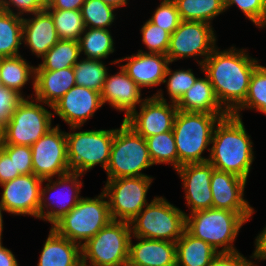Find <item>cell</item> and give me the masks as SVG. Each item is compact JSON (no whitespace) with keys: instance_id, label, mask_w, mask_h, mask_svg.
I'll use <instances>...</instances> for the list:
<instances>
[{"instance_id":"19","label":"cell","mask_w":266,"mask_h":266,"mask_svg":"<svg viewBox=\"0 0 266 266\" xmlns=\"http://www.w3.org/2000/svg\"><path fill=\"white\" fill-rule=\"evenodd\" d=\"M125 60L129 62L122 65V68L140 88L153 87L167 81L165 75L170 63L167 55L140 50L138 54L116 60L114 63Z\"/></svg>"},{"instance_id":"43","label":"cell","mask_w":266,"mask_h":266,"mask_svg":"<svg viewBox=\"0 0 266 266\" xmlns=\"http://www.w3.org/2000/svg\"><path fill=\"white\" fill-rule=\"evenodd\" d=\"M24 99L15 90L8 89L0 84V126L3 127L11 118L12 113Z\"/></svg>"},{"instance_id":"1","label":"cell","mask_w":266,"mask_h":266,"mask_svg":"<svg viewBox=\"0 0 266 266\" xmlns=\"http://www.w3.org/2000/svg\"><path fill=\"white\" fill-rule=\"evenodd\" d=\"M217 50L214 49L199 64L212 84L220 105H227L225 109L232 113L245 100L258 61L250 58L243 50Z\"/></svg>"},{"instance_id":"12","label":"cell","mask_w":266,"mask_h":266,"mask_svg":"<svg viewBox=\"0 0 266 266\" xmlns=\"http://www.w3.org/2000/svg\"><path fill=\"white\" fill-rule=\"evenodd\" d=\"M33 174L46 180L70 172L66 133L53 127L31 145Z\"/></svg>"},{"instance_id":"10","label":"cell","mask_w":266,"mask_h":266,"mask_svg":"<svg viewBox=\"0 0 266 266\" xmlns=\"http://www.w3.org/2000/svg\"><path fill=\"white\" fill-rule=\"evenodd\" d=\"M52 115L42 105L23 99L2 127V144L31 146L52 129Z\"/></svg>"},{"instance_id":"47","label":"cell","mask_w":266,"mask_h":266,"mask_svg":"<svg viewBox=\"0 0 266 266\" xmlns=\"http://www.w3.org/2000/svg\"><path fill=\"white\" fill-rule=\"evenodd\" d=\"M85 0H48L46 9L81 10Z\"/></svg>"},{"instance_id":"11","label":"cell","mask_w":266,"mask_h":266,"mask_svg":"<svg viewBox=\"0 0 266 266\" xmlns=\"http://www.w3.org/2000/svg\"><path fill=\"white\" fill-rule=\"evenodd\" d=\"M151 183L152 178L148 176L108 179L103 192L109 197L112 220L130 222L143 210Z\"/></svg>"},{"instance_id":"8","label":"cell","mask_w":266,"mask_h":266,"mask_svg":"<svg viewBox=\"0 0 266 266\" xmlns=\"http://www.w3.org/2000/svg\"><path fill=\"white\" fill-rule=\"evenodd\" d=\"M130 223L112 220L94 237L82 243V266H122L128 261L131 240Z\"/></svg>"},{"instance_id":"18","label":"cell","mask_w":266,"mask_h":266,"mask_svg":"<svg viewBox=\"0 0 266 266\" xmlns=\"http://www.w3.org/2000/svg\"><path fill=\"white\" fill-rule=\"evenodd\" d=\"M215 168L209 163H187L176 171L185 188L187 204L192 212L212 208L211 175Z\"/></svg>"},{"instance_id":"32","label":"cell","mask_w":266,"mask_h":266,"mask_svg":"<svg viewBox=\"0 0 266 266\" xmlns=\"http://www.w3.org/2000/svg\"><path fill=\"white\" fill-rule=\"evenodd\" d=\"M84 32L85 35L79 38L78 43L80 53L83 51L87 59L100 60L114 52V42L108 29L88 28Z\"/></svg>"},{"instance_id":"17","label":"cell","mask_w":266,"mask_h":266,"mask_svg":"<svg viewBox=\"0 0 266 266\" xmlns=\"http://www.w3.org/2000/svg\"><path fill=\"white\" fill-rule=\"evenodd\" d=\"M246 181L233 173L214 169L210 183L212 208L238 212L249 220L254 211L243 199Z\"/></svg>"},{"instance_id":"49","label":"cell","mask_w":266,"mask_h":266,"mask_svg":"<svg viewBox=\"0 0 266 266\" xmlns=\"http://www.w3.org/2000/svg\"><path fill=\"white\" fill-rule=\"evenodd\" d=\"M0 266H18L17 260L13 253L2 246L0 241Z\"/></svg>"},{"instance_id":"24","label":"cell","mask_w":266,"mask_h":266,"mask_svg":"<svg viewBox=\"0 0 266 266\" xmlns=\"http://www.w3.org/2000/svg\"><path fill=\"white\" fill-rule=\"evenodd\" d=\"M80 175H82V174L70 171L64 175L59 176L58 181L53 182L52 185L50 184L52 182L51 179H46V181H49V184H46V187L43 189L41 187V201H40V206H39V218L40 219H43V220L45 219V220L49 221L51 224H53V226H54L62 217H64L72 208H74L76 206V204L82 198V197H79V195H78L80 192V188H81L80 186L82 184L78 180V177ZM70 183H71V185H69V186H71V188L70 187L69 188L71 189V192L74 190V193H73L74 195L73 194H71L70 196L67 195L70 198H68V197L66 198V197L62 196L64 198L61 199L59 197V198H57V200L59 199L58 201L57 200L52 201L49 205L46 204V200L44 199L46 192H52L54 189L62 187V186L65 187L67 184H70ZM52 199L53 198H51V200ZM60 199H61V201H60ZM48 206H52L51 211L48 210ZM56 206L58 207V209L55 208ZM44 207L45 208L47 207V210H48L47 212H45V214H44V209H43Z\"/></svg>"},{"instance_id":"31","label":"cell","mask_w":266,"mask_h":266,"mask_svg":"<svg viewBox=\"0 0 266 266\" xmlns=\"http://www.w3.org/2000/svg\"><path fill=\"white\" fill-rule=\"evenodd\" d=\"M181 20L201 21L210 24V20L225 11L224 0H173Z\"/></svg>"},{"instance_id":"25","label":"cell","mask_w":266,"mask_h":266,"mask_svg":"<svg viewBox=\"0 0 266 266\" xmlns=\"http://www.w3.org/2000/svg\"><path fill=\"white\" fill-rule=\"evenodd\" d=\"M38 266H82L81 246L51 228Z\"/></svg>"},{"instance_id":"26","label":"cell","mask_w":266,"mask_h":266,"mask_svg":"<svg viewBox=\"0 0 266 266\" xmlns=\"http://www.w3.org/2000/svg\"><path fill=\"white\" fill-rule=\"evenodd\" d=\"M179 111L207 114H229L220 105L208 77L198 78L176 103ZM223 108V109H222Z\"/></svg>"},{"instance_id":"6","label":"cell","mask_w":266,"mask_h":266,"mask_svg":"<svg viewBox=\"0 0 266 266\" xmlns=\"http://www.w3.org/2000/svg\"><path fill=\"white\" fill-rule=\"evenodd\" d=\"M152 165L146 139L123 121L120 129H115L106 168L108 179L144 177L147 175L140 171Z\"/></svg>"},{"instance_id":"46","label":"cell","mask_w":266,"mask_h":266,"mask_svg":"<svg viewBox=\"0 0 266 266\" xmlns=\"http://www.w3.org/2000/svg\"><path fill=\"white\" fill-rule=\"evenodd\" d=\"M21 176L19 172H15L13 160L0 149V184L11 181L12 179Z\"/></svg>"},{"instance_id":"21","label":"cell","mask_w":266,"mask_h":266,"mask_svg":"<svg viewBox=\"0 0 266 266\" xmlns=\"http://www.w3.org/2000/svg\"><path fill=\"white\" fill-rule=\"evenodd\" d=\"M75 84L73 67L61 70H35L33 88L37 102L52 106Z\"/></svg>"},{"instance_id":"48","label":"cell","mask_w":266,"mask_h":266,"mask_svg":"<svg viewBox=\"0 0 266 266\" xmlns=\"http://www.w3.org/2000/svg\"><path fill=\"white\" fill-rule=\"evenodd\" d=\"M256 249L253 256L255 259H266V227L264 230L257 236L256 239Z\"/></svg>"},{"instance_id":"3","label":"cell","mask_w":266,"mask_h":266,"mask_svg":"<svg viewBox=\"0 0 266 266\" xmlns=\"http://www.w3.org/2000/svg\"><path fill=\"white\" fill-rule=\"evenodd\" d=\"M228 114L177 111L173 134L178 154V168L187 163H204L202 152L210 145L214 127Z\"/></svg>"},{"instance_id":"4","label":"cell","mask_w":266,"mask_h":266,"mask_svg":"<svg viewBox=\"0 0 266 266\" xmlns=\"http://www.w3.org/2000/svg\"><path fill=\"white\" fill-rule=\"evenodd\" d=\"M248 221L242 214L225 209L209 208L186 215L185 229L194 237L207 242L219 253L237 252L233 247L242 224Z\"/></svg>"},{"instance_id":"37","label":"cell","mask_w":266,"mask_h":266,"mask_svg":"<svg viewBox=\"0 0 266 266\" xmlns=\"http://www.w3.org/2000/svg\"><path fill=\"white\" fill-rule=\"evenodd\" d=\"M114 10V7L101 0H85L81 7L85 27L106 29L115 19Z\"/></svg>"},{"instance_id":"50","label":"cell","mask_w":266,"mask_h":266,"mask_svg":"<svg viewBox=\"0 0 266 266\" xmlns=\"http://www.w3.org/2000/svg\"><path fill=\"white\" fill-rule=\"evenodd\" d=\"M107 5L114 7L115 9L127 4V0H101Z\"/></svg>"},{"instance_id":"41","label":"cell","mask_w":266,"mask_h":266,"mask_svg":"<svg viewBox=\"0 0 266 266\" xmlns=\"http://www.w3.org/2000/svg\"><path fill=\"white\" fill-rule=\"evenodd\" d=\"M1 149L13 160L15 172L33 174L31 146L2 144Z\"/></svg>"},{"instance_id":"52","label":"cell","mask_w":266,"mask_h":266,"mask_svg":"<svg viewBox=\"0 0 266 266\" xmlns=\"http://www.w3.org/2000/svg\"><path fill=\"white\" fill-rule=\"evenodd\" d=\"M3 143V135H2V127L0 126V149L2 148Z\"/></svg>"},{"instance_id":"36","label":"cell","mask_w":266,"mask_h":266,"mask_svg":"<svg viewBox=\"0 0 266 266\" xmlns=\"http://www.w3.org/2000/svg\"><path fill=\"white\" fill-rule=\"evenodd\" d=\"M255 108L266 114V67L257 65L252 73L245 100L231 113L239 116V111Z\"/></svg>"},{"instance_id":"15","label":"cell","mask_w":266,"mask_h":266,"mask_svg":"<svg viewBox=\"0 0 266 266\" xmlns=\"http://www.w3.org/2000/svg\"><path fill=\"white\" fill-rule=\"evenodd\" d=\"M44 181L34 174H28L1 184L4 189L0 203L5 211L39 218L41 186Z\"/></svg>"},{"instance_id":"14","label":"cell","mask_w":266,"mask_h":266,"mask_svg":"<svg viewBox=\"0 0 266 266\" xmlns=\"http://www.w3.org/2000/svg\"><path fill=\"white\" fill-rule=\"evenodd\" d=\"M162 96L158 92L143 99L140 112L134 110L123 121L144 138L172 131L178 109L176 103L168 105Z\"/></svg>"},{"instance_id":"45","label":"cell","mask_w":266,"mask_h":266,"mask_svg":"<svg viewBox=\"0 0 266 266\" xmlns=\"http://www.w3.org/2000/svg\"><path fill=\"white\" fill-rule=\"evenodd\" d=\"M208 266H254L252 262L247 261L240 253H219Z\"/></svg>"},{"instance_id":"42","label":"cell","mask_w":266,"mask_h":266,"mask_svg":"<svg viewBox=\"0 0 266 266\" xmlns=\"http://www.w3.org/2000/svg\"><path fill=\"white\" fill-rule=\"evenodd\" d=\"M236 4L257 26L266 25V0H224L225 9Z\"/></svg>"},{"instance_id":"9","label":"cell","mask_w":266,"mask_h":266,"mask_svg":"<svg viewBox=\"0 0 266 266\" xmlns=\"http://www.w3.org/2000/svg\"><path fill=\"white\" fill-rule=\"evenodd\" d=\"M115 129L66 133L67 158L72 172L83 174L95 165L106 170Z\"/></svg>"},{"instance_id":"2","label":"cell","mask_w":266,"mask_h":266,"mask_svg":"<svg viewBox=\"0 0 266 266\" xmlns=\"http://www.w3.org/2000/svg\"><path fill=\"white\" fill-rule=\"evenodd\" d=\"M208 162L217 170L233 173L247 180L254 156L252 142L242 119L229 113L214 129Z\"/></svg>"},{"instance_id":"44","label":"cell","mask_w":266,"mask_h":266,"mask_svg":"<svg viewBox=\"0 0 266 266\" xmlns=\"http://www.w3.org/2000/svg\"><path fill=\"white\" fill-rule=\"evenodd\" d=\"M10 3L14 5L20 11L17 15L20 16L21 13H32L45 10L47 7L46 0H0V10L15 14L9 7ZM20 14V15H19Z\"/></svg>"},{"instance_id":"53","label":"cell","mask_w":266,"mask_h":266,"mask_svg":"<svg viewBox=\"0 0 266 266\" xmlns=\"http://www.w3.org/2000/svg\"><path fill=\"white\" fill-rule=\"evenodd\" d=\"M122 266H137V265H134L130 263L129 261H126Z\"/></svg>"},{"instance_id":"29","label":"cell","mask_w":266,"mask_h":266,"mask_svg":"<svg viewBox=\"0 0 266 266\" xmlns=\"http://www.w3.org/2000/svg\"><path fill=\"white\" fill-rule=\"evenodd\" d=\"M31 75L35 76V68L30 66L21 55L0 58V81L6 88L21 94V88Z\"/></svg>"},{"instance_id":"7","label":"cell","mask_w":266,"mask_h":266,"mask_svg":"<svg viewBox=\"0 0 266 266\" xmlns=\"http://www.w3.org/2000/svg\"><path fill=\"white\" fill-rule=\"evenodd\" d=\"M104 198V192L94 199L82 197L52 228L59 235L82 246L81 240L86 243L112 221L108 201Z\"/></svg>"},{"instance_id":"13","label":"cell","mask_w":266,"mask_h":266,"mask_svg":"<svg viewBox=\"0 0 266 266\" xmlns=\"http://www.w3.org/2000/svg\"><path fill=\"white\" fill-rule=\"evenodd\" d=\"M210 24L201 21H184L170 37L167 57L170 63L181 58L201 55L207 57L216 48L215 34Z\"/></svg>"},{"instance_id":"22","label":"cell","mask_w":266,"mask_h":266,"mask_svg":"<svg viewBox=\"0 0 266 266\" xmlns=\"http://www.w3.org/2000/svg\"><path fill=\"white\" fill-rule=\"evenodd\" d=\"M130 240L128 261L137 266H176V243L147 238Z\"/></svg>"},{"instance_id":"38","label":"cell","mask_w":266,"mask_h":266,"mask_svg":"<svg viewBox=\"0 0 266 266\" xmlns=\"http://www.w3.org/2000/svg\"><path fill=\"white\" fill-rule=\"evenodd\" d=\"M142 41L149 53L167 54L171 34L149 20L141 28Z\"/></svg>"},{"instance_id":"39","label":"cell","mask_w":266,"mask_h":266,"mask_svg":"<svg viewBox=\"0 0 266 266\" xmlns=\"http://www.w3.org/2000/svg\"><path fill=\"white\" fill-rule=\"evenodd\" d=\"M167 76H170L167 81L168 94L170 95L173 103H177L184 93L190 89L198 79L191 72V69L172 72L168 67L165 78Z\"/></svg>"},{"instance_id":"35","label":"cell","mask_w":266,"mask_h":266,"mask_svg":"<svg viewBox=\"0 0 266 266\" xmlns=\"http://www.w3.org/2000/svg\"><path fill=\"white\" fill-rule=\"evenodd\" d=\"M75 84L101 92L107 76V69L97 59H85L73 66Z\"/></svg>"},{"instance_id":"34","label":"cell","mask_w":266,"mask_h":266,"mask_svg":"<svg viewBox=\"0 0 266 266\" xmlns=\"http://www.w3.org/2000/svg\"><path fill=\"white\" fill-rule=\"evenodd\" d=\"M145 139L153 165L170 163L176 170L178 169V154L173 131H167Z\"/></svg>"},{"instance_id":"20","label":"cell","mask_w":266,"mask_h":266,"mask_svg":"<svg viewBox=\"0 0 266 266\" xmlns=\"http://www.w3.org/2000/svg\"><path fill=\"white\" fill-rule=\"evenodd\" d=\"M102 103L109 104L121 111H126L127 118L134 110L136 104L141 102V88L128 76L127 72L122 68L116 75L107 74L100 92Z\"/></svg>"},{"instance_id":"33","label":"cell","mask_w":266,"mask_h":266,"mask_svg":"<svg viewBox=\"0 0 266 266\" xmlns=\"http://www.w3.org/2000/svg\"><path fill=\"white\" fill-rule=\"evenodd\" d=\"M54 21L57 35L61 40L78 41L84 34V20L81 10L46 9Z\"/></svg>"},{"instance_id":"28","label":"cell","mask_w":266,"mask_h":266,"mask_svg":"<svg viewBox=\"0 0 266 266\" xmlns=\"http://www.w3.org/2000/svg\"><path fill=\"white\" fill-rule=\"evenodd\" d=\"M23 17L0 10V58L19 56Z\"/></svg>"},{"instance_id":"16","label":"cell","mask_w":266,"mask_h":266,"mask_svg":"<svg viewBox=\"0 0 266 266\" xmlns=\"http://www.w3.org/2000/svg\"><path fill=\"white\" fill-rule=\"evenodd\" d=\"M102 105L100 92L75 85L52 106V109L70 125L71 129H80Z\"/></svg>"},{"instance_id":"23","label":"cell","mask_w":266,"mask_h":266,"mask_svg":"<svg viewBox=\"0 0 266 266\" xmlns=\"http://www.w3.org/2000/svg\"><path fill=\"white\" fill-rule=\"evenodd\" d=\"M33 19L23 18V40L37 57H43L60 39L51 14L45 9Z\"/></svg>"},{"instance_id":"40","label":"cell","mask_w":266,"mask_h":266,"mask_svg":"<svg viewBox=\"0 0 266 266\" xmlns=\"http://www.w3.org/2000/svg\"><path fill=\"white\" fill-rule=\"evenodd\" d=\"M149 21L172 34L182 20L175 2L163 0Z\"/></svg>"},{"instance_id":"30","label":"cell","mask_w":266,"mask_h":266,"mask_svg":"<svg viewBox=\"0 0 266 266\" xmlns=\"http://www.w3.org/2000/svg\"><path fill=\"white\" fill-rule=\"evenodd\" d=\"M80 55L79 43L74 40H59L44 56L43 63L35 70H61L73 67Z\"/></svg>"},{"instance_id":"51","label":"cell","mask_w":266,"mask_h":266,"mask_svg":"<svg viewBox=\"0 0 266 266\" xmlns=\"http://www.w3.org/2000/svg\"><path fill=\"white\" fill-rule=\"evenodd\" d=\"M2 210L5 211L2 204L0 203V241H1L2 230H3V224H2L3 220H2V213H1Z\"/></svg>"},{"instance_id":"5","label":"cell","mask_w":266,"mask_h":266,"mask_svg":"<svg viewBox=\"0 0 266 266\" xmlns=\"http://www.w3.org/2000/svg\"><path fill=\"white\" fill-rule=\"evenodd\" d=\"M145 207L129 222L133 236L176 243L185 230L186 214L163 197H156Z\"/></svg>"},{"instance_id":"27","label":"cell","mask_w":266,"mask_h":266,"mask_svg":"<svg viewBox=\"0 0 266 266\" xmlns=\"http://www.w3.org/2000/svg\"><path fill=\"white\" fill-rule=\"evenodd\" d=\"M218 254L219 251L186 229L176 242V266H208Z\"/></svg>"}]
</instances>
